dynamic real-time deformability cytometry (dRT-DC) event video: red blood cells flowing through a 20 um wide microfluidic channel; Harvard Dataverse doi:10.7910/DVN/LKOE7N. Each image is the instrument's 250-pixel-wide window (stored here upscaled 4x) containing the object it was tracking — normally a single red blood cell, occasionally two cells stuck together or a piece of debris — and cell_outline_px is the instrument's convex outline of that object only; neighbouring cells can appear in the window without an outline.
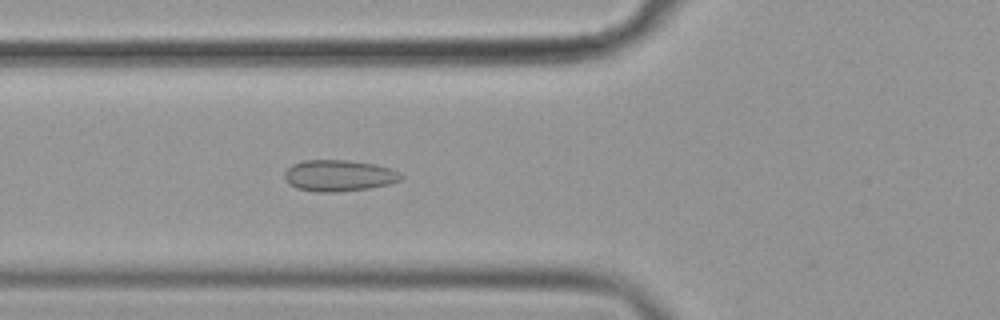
{"species": "common noctule bat (a hibernating species)", "species_latin": "Nyctalus noctula", "temperature_condition": "cold", "stored_images_in_passage": 46, "camera_frame_rate_fps": 3000, "um_per_image_px": 0.085, "animal": {"sex": "female", "body_mass_g": 19.9}, "frame": {"image": 1, "passage_image": 11, "time_ms": 3.333, "image_size_px": [1000, 320], "cell_outline_px": [[404, 176], [400, 180], [388, 184], [368, 188], [336, 192], [316, 192], [296, 188], [288, 184], [284, 176], [284, 172], [292, 164], [304, 160], [348, 160], [376, 164], [400, 172]], "centroid_in_image_um": [28.78, 14.92], "position_along_channel_um": 97.0, "area_um2": 21.33}}
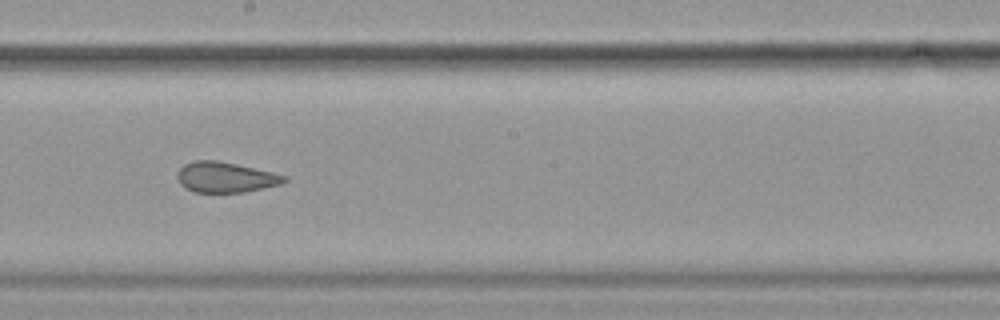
{"frame": {"image": 2, "passage_image": 22, "time_ms": 7.0, "image_size_px": [1000, 320], "cell_outline_px": [[288, 180], [280, 184], [244, 192], [192, 192], [184, 188], [180, 184], [176, 176], [176, 172], [184, 164], [196, 160], [216, 160], [236, 164], [272, 172], [284, 176]], "centroid_in_image_um": [19.1, 15.07], "position_along_channel_um": 229.1, "area_um2": 18.9}}
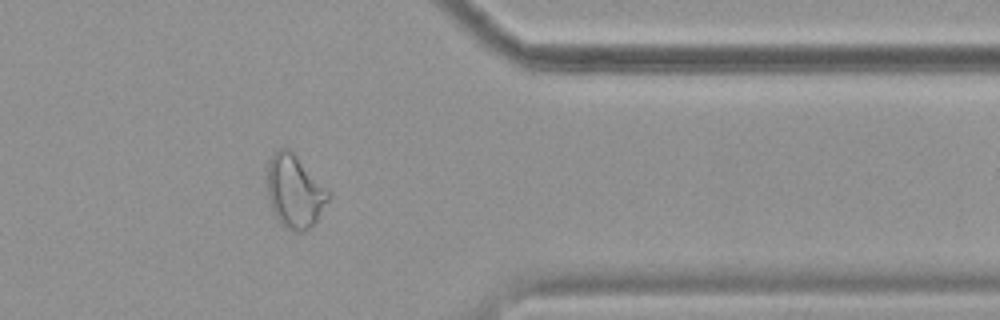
{"frame": {"image": 3, "passage_image": 36, "time_ms": 11.667, "image_size_px": [1000, 320], "cell_outline_px": [[332, 196], [316, 220], [304, 232], [296, 232], [280, 224], [272, 208], [268, 196], [268, 160], [280, 148], [288, 148], [332, 192]], "centroid_in_image_um": [25.08, 16.28], "position_along_channel_um": 386.3, "area_um2": 25.78}, "authors_computed_cell_mechanics": {"area_um2": 21.9351, "velocity_mm_per_s": 3.6041, "shape_relaxation_time_tau1_ms": null, "shape_relaxation_time_tau2_ms": 2.2763, "deformation_change_tau1": null, "deformation_change_tau2": 0.0525}}